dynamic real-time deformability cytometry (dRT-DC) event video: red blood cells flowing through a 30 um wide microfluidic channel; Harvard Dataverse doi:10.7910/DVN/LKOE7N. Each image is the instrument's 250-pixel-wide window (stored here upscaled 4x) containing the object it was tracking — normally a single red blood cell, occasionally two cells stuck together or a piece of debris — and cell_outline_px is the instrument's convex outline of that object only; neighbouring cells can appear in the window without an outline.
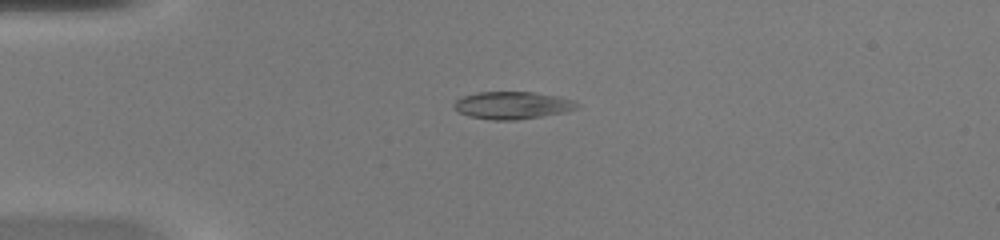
{"species": "common noctule bat (a hibernating species)", "species_latin": "Nyctalus noctula", "temperature_condition": "warm", "stored_images_in_passage": 39, "camera_frame_rate_fps": 3000, "um_per_image_px": 0.085, "animal": {"sex": "female", "body_mass_g": 20.0, "forearm_length_mm": 54.0}, "frame": {"image": 1, "passage_image": 1, "time_ms": 0.0, "image_size_px": [1000, 240], "cell_outline_px": [[580, 104], [576, 108], [564, 112], [516, 120], [492, 120], [468, 116], [460, 112], [452, 104], [456, 100], [464, 96], [476, 92], [532, 92], [560, 96], [572, 100]], "centroid_in_image_um": [43.55, 8.94], "position_along_channel_um": 41.5, "area_um2": 19.54}}
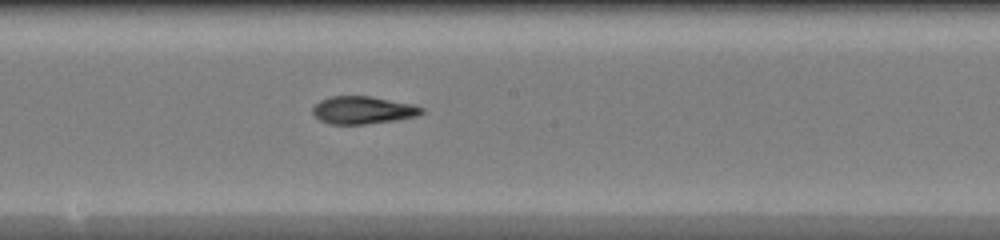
{"frame": {"image": 2, "passage_image": 16, "time_ms": 5.0, "image_size_px": [1000, 240], "cell_outline_px": [[424, 112], [416, 116], [396, 120], [364, 124], [328, 124], [320, 120], [312, 112], [312, 108], [320, 100], [328, 96], [372, 96], [412, 104], [424, 108]], "centroid_in_image_um": [30.83, 9.35], "position_along_channel_um": 217.4, "area_um2": 17.57}}
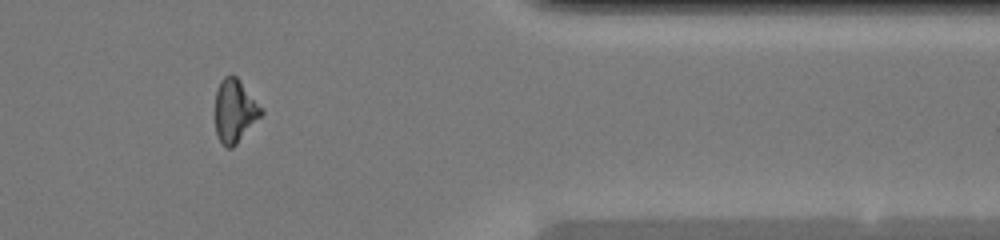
{"frame": {"image": 3, "passage_image": 30, "time_ms": 9.667, "image_size_px": [1000, 240], "cell_outline_px": [[264, 112], [236, 144], [232, 148], [228, 148], [220, 140], [216, 132], [216, 92], [220, 80], [224, 76], [236, 76], [240, 80], [264, 108]], "centroid_in_image_um": [19.98, 9.39], "position_along_channel_um": 391.4, "area_um2": 16.76}}